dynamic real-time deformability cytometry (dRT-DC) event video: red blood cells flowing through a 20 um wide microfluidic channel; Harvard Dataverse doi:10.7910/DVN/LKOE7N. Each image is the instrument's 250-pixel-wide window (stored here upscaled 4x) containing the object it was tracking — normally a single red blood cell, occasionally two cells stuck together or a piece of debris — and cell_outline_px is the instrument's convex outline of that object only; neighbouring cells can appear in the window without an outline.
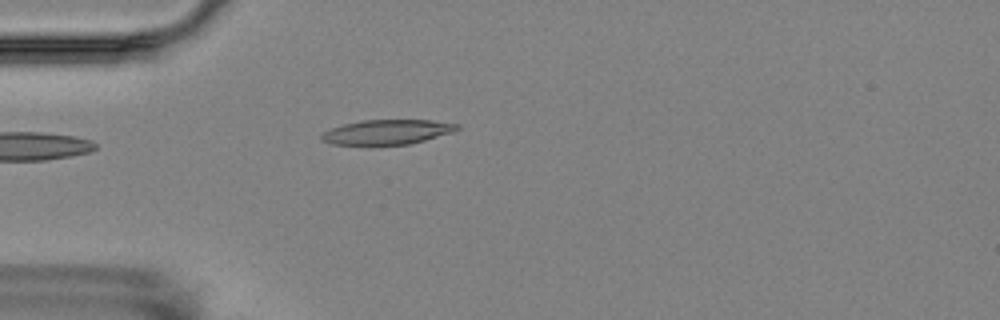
{"species": "Egyptian fruit bat (a non-hibernating species)", "species_latin": "Rousettus aegyptiacus", "temperature_condition": "room temperature", "stored_images_in_passage": 4, "camera_frame_rate_fps": 3000, "um_per_image_px": 0.085, "animal": {"sex": "female"}, "frame": {"image": 1, "passage_image": 4, "time_ms": 4.667, "image_size_px": [1000, 320], "cell_outline_px": [[460, 128], [452, 132], [424, 140], [408, 144], [332, 144], [320, 140], [320, 136], [324, 132], [332, 128], [344, 124], [360, 120], [432, 120], [460, 124]], "centroid_in_image_um": [32.91, 11.21], "position_along_channel_um": 52.1, "area_um2": 19.31}}